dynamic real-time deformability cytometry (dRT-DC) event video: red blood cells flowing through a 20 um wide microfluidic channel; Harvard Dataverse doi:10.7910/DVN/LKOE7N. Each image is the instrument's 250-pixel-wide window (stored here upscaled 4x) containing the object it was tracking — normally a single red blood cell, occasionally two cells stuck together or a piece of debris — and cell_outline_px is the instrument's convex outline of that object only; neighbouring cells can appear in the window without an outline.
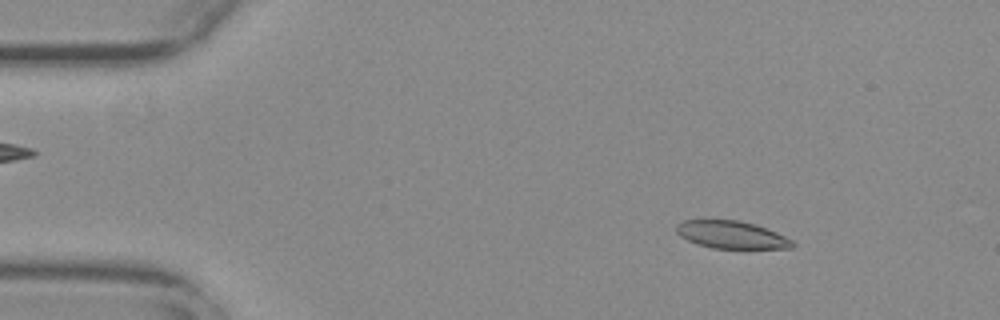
{"species": "common noctule bat (a hibernating species)", "species_latin": "Nyctalus noctula", "temperature_condition": "warm", "stored_images_in_passage": 53, "camera_frame_rate_fps": 3000, "um_per_image_px": 0.085, "animal": {"sex": "female", "body_mass_g": 29.2, "forearm_length_mm": 56.3}, "frame": {"image": 1, "passage_image": 6, "time_ms": 1.667, "image_size_px": [1000, 320], "cell_outline_px": [[796, 244], [792, 248], [712, 248], [696, 244], [680, 236], [676, 232], [676, 224], [684, 220], [704, 216], [736, 220], [756, 224], [776, 232], [792, 240]], "centroid_in_image_um": [62.09, 19.9], "position_along_channel_um": 22.9, "area_um2": 19.36}}
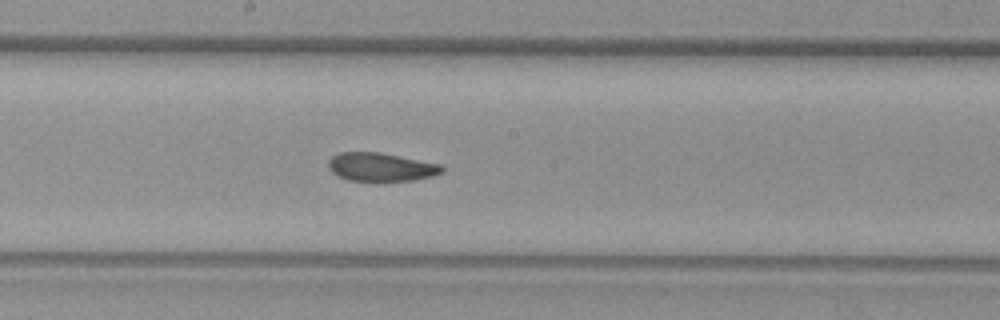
{"frame": {"image": 2, "passage_image": 28, "time_ms": 9.0, "image_size_px": [1000, 320], "cell_outline_px": [[444, 172], [432, 176], [416, 180], [380, 184], [376, 184], [348, 180], [336, 176], [328, 168], [328, 160], [332, 156], [340, 152], [380, 152], [440, 164], [444, 168]], "centroid_in_image_um": [32.36, 14.25], "position_along_channel_um": 215.8, "area_um2": 19.83}}
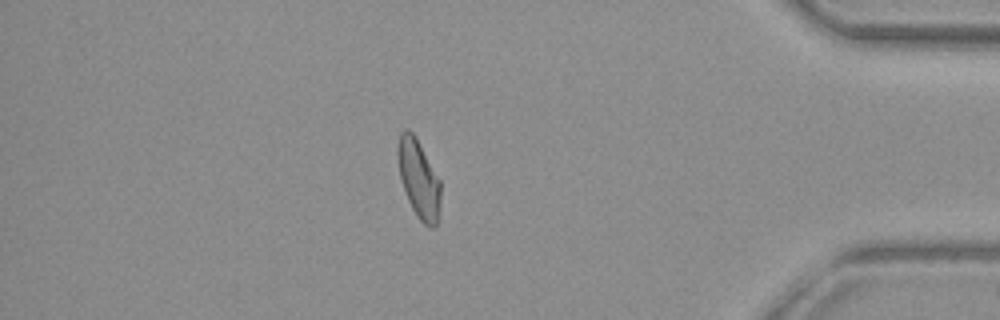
{"frame": {"image": 3, "passage_image": 46, "time_ms": 15.0, "image_size_px": [1000, 320], "cell_outline_px": [[440, 204], [436, 224], [432, 228], [428, 228], [416, 216], [408, 200], [400, 180], [396, 156], [396, 148], [400, 132], [404, 128], [408, 128], [416, 136], [440, 180]], "centroid_in_image_um": [35.55, 15.16], "position_along_channel_um": 399.6, "area_um2": 19.88}, "authors_computed_cell_mechanics": {"area_um2": 19.5942, "velocity_mm_per_s": 3.7416, "shape_relaxation_time_tau1_ms": null, "shape_relaxation_time_tau2_ms": 2.8837, "deformation_change_tau1": null, "deformation_change_tau2": 0.0927}}